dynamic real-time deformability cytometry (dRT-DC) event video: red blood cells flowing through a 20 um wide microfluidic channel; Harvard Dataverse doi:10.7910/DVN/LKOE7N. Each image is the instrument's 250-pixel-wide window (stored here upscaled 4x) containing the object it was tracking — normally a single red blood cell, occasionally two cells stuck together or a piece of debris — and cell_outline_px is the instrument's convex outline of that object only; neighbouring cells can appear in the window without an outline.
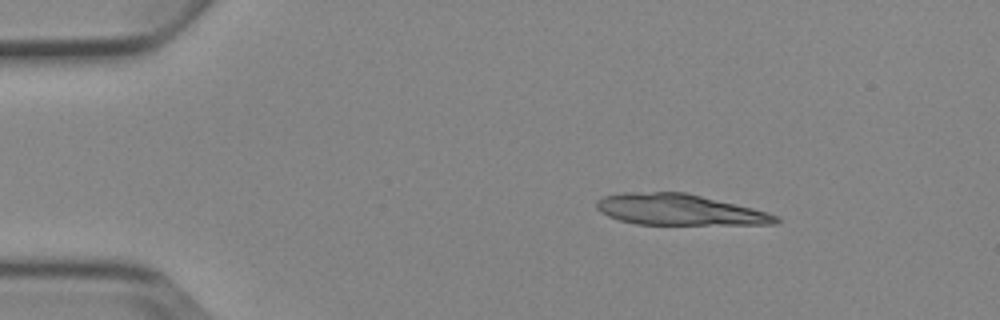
{"species": "Egyptian fruit bat (a non-hibernating species)", "species_latin": "Rousettus aegyptiacus", "temperature_condition": "cold", "stored_images_in_passage": 3, "camera_frame_rate_fps": 3000, "um_per_image_px": 0.085, "animal": {"sex": "female"}, "frame": {"image": 1, "passage_image": 1, "time_ms": 0.0, "image_size_px": [1000, 320], "cell_outline_px": [[780, 220], [776, 224], [636, 224], [620, 220], [608, 216], [600, 212], [596, 208], [596, 200], [604, 196], [624, 192], [684, 192], [752, 208], [768, 212], [776, 216]], "centroid_in_image_um": [57.68, 17.82], "position_along_channel_um": 27.3, "area_um2": 32.08}}